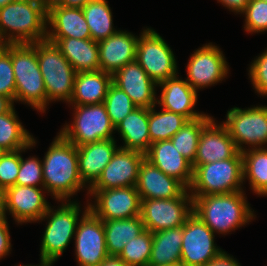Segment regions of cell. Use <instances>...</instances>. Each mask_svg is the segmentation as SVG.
<instances>
[{"mask_svg": "<svg viewBox=\"0 0 267 266\" xmlns=\"http://www.w3.org/2000/svg\"><path fill=\"white\" fill-rule=\"evenodd\" d=\"M47 25L46 2L13 1L0 8V44L35 43L46 40ZM8 29L11 34L6 35Z\"/></svg>", "mask_w": 267, "mask_h": 266, "instance_id": "cell-1", "label": "cell"}, {"mask_svg": "<svg viewBox=\"0 0 267 266\" xmlns=\"http://www.w3.org/2000/svg\"><path fill=\"white\" fill-rule=\"evenodd\" d=\"M42 167L44 190L59 201L67 200L85 186L79 176L77 146L60 134L49 147Z\"/></svg>", "mask_w": 267, "mask_h": 266, "instance_id": "cell-2", "label": "cell"}, {"mask_svg": "<svg viewBox=\"0 0 267 266\" xmlns=\"http://www.w3.org/2000/svg\"><path fill=\"white\" fill-rule=\"evenodd\" d=\"M192 197L193 213L214 233H229L254 217L243 191Z\"/></svg>", "mask_w": 267, "mask_h": 266, "instance_id": "cell-3", "label": "cell"}, {"mask_svg": "<svg viewBox=\"0 0 267 266\" xmlns=\"http://www.w3.org/2000/svg\"><path fill=\"white\" fill-rule=\"evenodd\" d=\"M10 56L16 84L15 101L45 112L49 102L37 59L36 42L10 44Z\"/></svg>", "mask_w": 267, "mask_h": 266, "instance_id": "cell-4", "label": "cell"}, {"mask_svg": "<svg viewBox=\"0 0 267 266\" xmlns=\"http://www.w3.org/2000/svg\"><path fill=\"white\" fill-rule=\"evenodd\" d=\"M193 168L190 187L192 196L226 194L243 191V157L237 152L232 158ZM194 190V191H193Z\"/></svg>", "mask_w": 267, "mask_h": 266, "instance_id": "cell-5", "label": "cell"}, {"mask_svg": "<svg viewBox=\"0 0 267 266\" xmlns=\"http://www.w3.org/2000/svg\"><path fill=\"white\" fill-rule=\"evenodd\" d=\"M37 59L43 76L48 101L70 103L77 72L60 49L47 39L36 42Z\"/></svg>", "mask_w": 267, "mask_h": 266, "instance_id": "cell-6", "label": "cell"}, {"mask_svg": "<svg viewBox=\"0 0 267 266\" xmlns=\"http://www.w3.org/2000/svg\"><path fill=\"white\" fill-rule=\"evenodd\" d=\"M66 203V204H65ZM62 203L57 210L49 208L40 220L49 218L41 244L43 261L54 263L64 252L76 233L80 208L78 203Z\"/></svg>", "mask_w": 267, "mask_h": 266, "instance_id": "cell-7", "label": "cell"}, {"mask_svg": "<svg viewBox=\"0 0 267 266\" xmlns=\"http://www.w3.org/2000/svg\"><path fill=\"white\" fill-rule=\"evenodd\" d=\"M73 124L66 125L60 135L75 146L100 140L114 139L112 125L104 103L90 105H74Z\"/></svg>", "mask_w": 267, "mask_h": 266, "instance_id": "cell-8", "label": "cell"}, {"mask_svg": "<svg viewBox=\"0 0 267 266\" xmlns=\"http://www.w3.org/2000/svg\"><path fill=\"white\" fill-rule=\"evenodd\" d=\"M138 39L136 61L158 85L177 76L174 54L164 39L153 29L143 30Z\"/></svg>", "mask_w": 267, "mask_h": 266, "instance_id": "cell-9", "label": "cell"}, {"mask_svg": "<svg viewBox=\"0 0 267 266\" xmlns=\"http://www.w3.org/2000/svg\"><path fill=\"white\" fill-rule=\"evenodd\" d=\"M187 190L171 199H141L140 217L145 229L154 233L183 226L193 213V197Z\"/></svg>", "mask_w": 267, "mask_h": 266, "instance_id": "cell-10", "label": "cell"}, {"mask_svg": "<svg viewBox=\"0 0 267 266\" xmlns=\"http://www.w3.org/2000/svg\"><path fill=\"white\" fill-rule=\"evenodd\" d=\"M223 123L239 152L245 149L242 144L260 148L267 143V106L248 109L234 107L226 115Z\"/></svg>", "mask_w": 267, "mask_h": 266, "instance_id": "cell-11", "label": "cell"}, {"mask_svg": "<svg viewBox=\"0 0 267 266\" xmlns=\"http://www.w3.org/2000/svg\"><path fill=\"white\" fill-rule=\"evenodd\" d=\"M214 244V232L194 213L183 225L181 266H206L223 251Z\"/></svg>", "mask_w": 267, "mask_h": 266, "instance_id": "cell-12", "label": "cell"}, {"mask_svg": "<svg viewBox=\"0 0 267 266\" xmlns=\"http://www.w3.org/2000/svg\"><path fill=\"white\" fill-rule=\"evenodd\" d=\"M76 259L80 266H99L108 256L103 221L87 205L75 233Z\"/></svg>", "mask_w": 267, "mask_h": 266, "instance_id": "cell-13", "label": "cell"}, {"mask_svg": "<svg viewBox=\"0 0 267 266\" xmlns=\"http://www.w3.org/2000/svg\"><path fill=\"white\" fill-rule=\"evenodd\" d=\"M96 203L89 209L101 220L127 219L140 216L141 199L135 186L107 190H89Z\"/></svg>", "mask_w": 267, "mask_h": 266, "instance_id": "cell-14", "label": "cell"}, {"mask_svg": "<svg viewBox=\"0 0 267 266\" xmlns=\"http://www.w3.org/2000/svg\"><path fill=\"white\" fill-rule=\"evenodd\" d=\"M144 158L143 152L118 148L103 169L101 176L88 189L107 190L135 186L139 167Z\"/></svg>", "mask_w": 267, "mask_h": 266, "instance_id": "cell-15", "label": "cell"}, {"mask_svg": "<svg viewBox=\"0 0 267 266\" xmlns=\"http://www.w3.org/2000/svg\"><path fill=\"white\" fill-rule=\"evenodd\" d=\"M187 64L186 81L196 91L198 88L222 81L228 73L227 62L222 51L212 44H206L190 56Z\"/></svg>", "mask_w": 267, "mask_h": 266, "instance_id": "cell-16", "label": "cell"}, {"mask_svg": "<svg viewBox=\"0 0 267 266\" xmlns=\"http://www.w3.org/2000/svg\"><path fill=\"white\" fill-rule=\"evenodd\" d=\"M112 82L122 89L137 107H155L157 98L154 88L157 84L136 60L117 70L112 75Z\"/></svg>", "mask_w": 267, "mask_h": 266, "instance_id": "cell-17", "label": "cell"}, {"mask_svg": "<svg viewBox=\"0 0 267 266\" xmlns=\"http://www.w3.org/2000/svg\"><path fill=\"white\" fill-rule=\"evenodd\" d=\"M238 152L227 127L211 119L202 129L192 167L227 160Z\"/></svg>", "mask_w": 267, "mask_h": 266, "instance_id": "cell-18", "label": "cell"}, {"mask_svg": "<svg viewBox=\"0 0 267 266\" xmlns=\"http://www.w3.org/2000/svg\"><path fill=\"white\" fill-rule=\"evenodd\" d=\"M47 23L53 29L47 30L46 39L54 44L67 37L91 39L82 8L47 5Z\"/></svg>", "mask_w": 267, "mask_h": 266, "instance_id": "cell-19", "label": "cell"}, {"mask_svg": "<svg viewBox=\"0 0 267 266\" xmlns=\"http://www.w3.org/2000/svg\"><path fill=\"white\" fill-rule=\"evenodd\" d=\"M42 189L14 185L6 189V211L17 223L39 221L49 208Z\"/></svg>", "mask_w": 267, "mask_h": 266, "instance_id": "cell-20", "label": "cell"}, {"mask_svg": "<svg viewBox=\"0 0 267 266\" xmlns=\"http://www.w3.org/2000/svg\"><path fill=\"white\" fill-rule=\"evenodd\" d=\"M140 199H171L187 188L177 179L167 176L145 158L140 164L135 185Z\"/></svg>", "mask_w": 267, "mask_h": 266, "instance_id": "cell-21", "label": "cell"}, {"mask_svg": "<svg viewBox=\"0 0 267 266\" xmlns=\"http://www.w3.org/2000/svg\"><path fill=\"white\" fill-rule=\"evenodd\" d=\"M145 159L167 176L180 181L187 189L193 178L192 164L177 151L171 140L152 143Z\"/></svg>", "mask_w": 267, "mask_h": 266, "instance_id": "cell-22", "label": "cell"}, {"mask_svg": "<svg viewBox=\"0 0 267 266\" xmlns=\"http://www.w3.org/2000/svg\"><path fill=\"white\" fill-rule=\"evenodd\" d=\"M138 37L127 31H117L98 41L100 70L113 75L127 63L136 60Z\"/></svg>", "mask_w": 267, "mask_h": 266, "instance_id": "cell-23", "label": "cell"}, {"mask_svg": "<svg viewBox=\"0 0 267 266\" xmlns=\"http://www.w3.org/2000/svg\"><path fill=\"white\" fill-rule=\"evenodd\" d=\"M116 146L114 139H106L77 147L78 171L84 184L88 182L91 187L97 181L119 148Z\"/></svg>", "mask_w": 267, "mask_h": 266, "instance_id": "cell-24", "label": "cell"}, {"mask_svg": "<svg viewBox=\"0 0 267 266\" xmlns=\"http://www.w3.org/2000/svg\"><path fill=\"white\" fill-rule=\"evenodd\" d=\"M159 86L162 87V93L157 102L163 109L181 114L188 120L204 115L192 110L197 102V91L187 81L175 76L159 83Z\"/></svg>", "mask_w": 267, "mask_h": 266, "instance_id": "cell-25", "label": "cell"}, {"mask_svg": "<svg viewBox=\"0 0 267 266\" xmlns=\"http://www.w3.org/2000/svg\"><path fill=\"white\" fill-rule=\"evenodd\" d=\"M55 45L77 73L100 70L97 41L67 37L59 39Z\"/></svg>", "mask_w": 267, "mask_h": 266, "instance_id": "cell-26", "label": "cell"}, {"mask_svg": "<svg viewBox=\"0 0 267 266\" xmlns=\"http://www.w3.org/2000/svg\"><path fill=\"white\" fill-rule=\"evenodd\" d=\"M111 83L112 75L102 70L77 73L70 104L90 105L103 103Z\"/></svg>", "mask_w": 267, "mask_h": 266, "instance_id": "cell-27", "label": "cell"}, {"mask_svg": "<svg viewBox=\"0 0 267 266\" xmlns=\"http://www.w3.org/2000/svg\"><path fill=\"white\" fill-rule=\"evenodd\" d=\"M115 130H118L124 140V146L120 148L145 153L151 146L148 108H135L115 127Z\"/></svg>", "mask_w": 267, "mask_h": 266, "instance_id": "cell-28", "label": "cell"}, {"mask_svg": "<svg viewBox=\"0 0 267 266\" xmlns=\"http://www.w3.org/2000/svg\"><path fill=\"white\" fill-rule=\"evenodd\" d=\"M183 226L152 233L151 256L148 266L181 265Z\"/></svg>", "mask_w": 267, "mask_h": 266, "instance_id": "cell-29", "label": "cell"}, {"mask_svg": "<svg viewBox=\"0 0 267 266\" xmlns=\"http://www.w3.org/2000/svg\"><path fill=\"white\" fill-rule=\"evenodd\" d=\"M102 221L109 256H119L124 246L145 230L140 216Z\"/></svg>", "mask_w": 267, "mask_h": 266, "instance_id": "cell-30", "label": "cell"}, {"mask_svg": "<svg viewBox=\"0 0 267 266\" xmlns=\"http://www.w3.org/2000/svg\"><path fill=\"white\" fill-rule=\"evenodd\" d=\"M36 144L35 139L18 121L14 107L0 114V147L5 151L27 149Z\"/></svg>", "mask_w": 267, "mask_h": 266, "instance_id": "cell-31", "label": "cell"}, {"mask_svg": "<svg viewBox=\"0 0 267 266\" xmlns=\"http://www.w3.org/2000/svg\"><path fill=\"white\" fill-rule=\"evenodd\" d=\"M251 149L241 152L243 179L248 177L254 193L267 196V149L264 147Z\"/></svg>", "mask_w": 267, "mask_h": 266, "instance_id": "cell-32", "label": "cell"}, {"mask_svg": "<svg viewBox=\"0 0 267 266\" xmlns=\"http://www.w3.org/2000/svg\"><path fill=\"white\" fill-rule=\"evenodd\" d=\"M82 10L92 40L98 42L117 32L113 28L112 12L106 0H92Z\"/></svg>", "mask_w": 267, "mask_h": 266, "instance_id": "cell-33", "label": "cell"}, {"mask_svg": "<svg viewBox=\"0 0 267 266\" xmlns=\"http://www.w3.org/2000/svg\"><path fill=\"white\" fill-rule=\"evenodd\" d=\"M188 121L181 114L168 110L156 112L154 107L148 109V130L151 144L170 140Z\"/></svg>", "mask_w": 267, "mask_h": 266, "instance_id": "cell-34", "label": "cell"}, {"mask_svg": "<svg viewBox=\"0 0 267 266\" xmlns=\"http://www.w3.org/2000/svg\"><path fill=\"white\" fill-rule=\"evenodd\" d=\"M212 118L204 114L186 124L170 139L173 146L191 164L194 163L201 131Z\"/></svg>", "mask_w": 267, "mask_h": 266, "instance_id": "cell-35", "label": "cell"}, {"mask_svg": "<svg viewBox=\"0 0 267 266\" xmlns=\"http://www.w3.org/2000/svg\"><path fill=\"white\" fill-rule=\"evenodd\" d=\"M152 232L145 229L136 238L130 240L118 256L128 266H148L151 256Z\"/></svg>", "mask_w": 267, "mask_h": 266, "instance_id": "cell-36", "label": "cell"}, {"mask_svg": "<svg viewBox=\"0 0 267 266\" xmlns=\"http://www.w3.org/2000/svg\"><path fill=\"white\" fill-rule=\"evenodd\" d=\"M104 105L110 121L116 127L137 106L130 97L113 82L108 88Z\"/></svg>", "mask_w": 267, "mask_h": 266, "instance_id": "cell-37", "label": "cell"}, {"mask_svg": "<svg viewBox=\"0 0 267 266\" xmlns=\"http://www.w3.org/2000/svg\"><path fill=\"white\" fill-rule=\"evenodd\" d=\"M15 76L10 56V44L0 45V95L15 101Z\"/></svg>", "mask_w": 267, "mask_h": 266, "instance_id": "cell-38", "label": "cell"}, {"mask_svg": "<svg viewBox=\"0 0 267 266\" xmlns=\"http://www.w3.org/2000/svg\"><path fill=\"white\" fill-rule=\"evenodd\" d=\"M43 182L42 161L35 157L24 160L20 154V169L16 179V185L37 187Z\"/></svg>", "mask_w": 267, "mask_h": 266, "instance_id": "cell-39", "label": "cell"}, {"mask_svg": "<svg viewBox=\"0 0 267 266\" xmlns=\"http://www.w3.org/2000/svg\"><path fill=\"white\" fill-rule=\"evenodd\" d=\"M245 30L247 32H263L267 30V2L250 0L245 10Z\"/></svg>", "mask_w": 267, "mask_h": 266, "instance_id": "cell-40", "label": "cell"}, {"mask_svg": "<svg viewBox=\"0 0 267 266\" xmlns=\"http://www.w3.org/2000/svg\"><path fill=\"white\" fill-rule=\"evenodd\" d=\"M5 151L0 157V186L7 189L8 187L16 185V179L20 169V152Z\"/></svg>", "mask_w": 267, "mask_h": 266, "instance_id": "cell-41", "label": "cell"}, {"mask_svg": "<svg viewBox=\"0 0 267 266\" xmlns=\"http://www.w3.org/2000/svg\"><path fill=\"white\" fill-rule=\"evenodd\" d=\"M249 73L255 90L267 95V50L253 61Z\"/></svg>", "mask_w": 267, "mask_h": 266, "instance_id": "cell-42", "label": "cell"}, {"mask_svg": "<svg viewBox=\"0 0 267 266\" xmlns=\"http://www.w3.org/2000/svg\"><path fill=\"white\" fill-rule=\"evenodd\" d=\"M8 230L6 217L0 218V258L6 256L11 249L10 235Z\"/></svg>", "mask_w": 267, "mask_h": 266, "instance_id": "cell-43", "label": "cell"}, {"mask_svg": "<svg viewBox=\"0 0 267 266\" xmlns=\"http://www.w3.org/2000/svg\"><path fill=\"white\" fill-rule=\"evenodd\" d=\"M206 266H240V264L224 251L212 259Z\"/></svg>", "mask_w": 267, "mask_h": 266, "instance_id": "cell-44", "label": "cell"}, {"mask_svg": "<svg viewBox=\"0 0 267 266\" xmlns=\"http://www.w3.org/2000/svg\"><path fill=\"white\" fill-rule=\"evenodd\" d=\"M223 6L237 13H242L250 0H218Z\"/></svg>", "mask_w": 267, "mask_h": 266, "instance_id": "cell-45", "label": "cell"}, {"mask_svg": "<svg viewBox=\"0 0 267 266\" xmlns=\"http://www.w3.org/2000/svg\"><path fill=\"white\" fill-rule=\"evenodd\" d=\"M92 0H53L47 5H57L64 7L83 8L88 2Z\"/></svg>", "mask_w": 267, "mask_h": 266, "instance_id": "cell-46", "label": "cell"}, {"mask_svg": "<svg viewBox=\"0 0 267 266\" xmlns=\"http://www.w3.org/2000/svg\"><path fill=\"white\" fill-rule=\"evenodd\" d=\"M99 266H128L118 256H108Z\"/></svg>", "mask_w": 267, "mask_h": 266, "instance_id": "cell-47", "label": "cell"}, {"mask_svg": "<svg viewBox=\"0 0 267 266\" xmlns=\"http://www.w3.org/2000/svg\"><path fill=\"white\" fill-rule=\"evenodd\" d=\"M13 104L14 102L10 98L0 95V114L9 112L13 108Z\"/></svg>", "mask_w": 267, "mask_h": 266, "instance_id": "cell-48", "label": "cell"}, {"mask_svg": "<svg viewBox=\"0 0 267 266\" xmlns=\"http://www.w3.org/2000/svg\"><path fill=\"white\" fill-rule=\"evenodd\" d=\"M6 189L0 186V218L6 217Z\"/></svg>", "mask_w": 267, "mask_h": 266, "instance_id": "cell-49", "label": "cell"}, {"mask_svg": "<svg viewBox=\"0 0 267 266\" xmlns=\"http://www.w3.org/2000/svg\"><path fill=\"white\" fill-rule=\"evenodd\" d=\"M16 0H0V8Z\"/></svg>", "mask_w": 267, "mask_h": 266, "instance_id": "cell-50", "label": "cell"}, {"mask_svg": "<svg viewBox=\"0 0 267 266\" xmlns=\"http://www.w3.org/2000/svg\"><path fill=\"white\" fill-rule=\"evenodd\" d=\"M40 263L41 264L39 266H51L52 265L49 262L43 261L42 259H41V262ZM19 266H22V265H19ZM24 266H27V265H24ZM28 266H31V265H28Z\"/></svg>", "mask_w": 267, "mask_h": 266, "instance_id": "cell-51", "label": "cell"}, {"mask_svg": "<svg viewBox=\"0 0 267 266\" xmlns=\"http://www.w3.org/2000/svg\"><path fill=\"white\" fill-rule=\"evenodd\" d=\"M5 150L0 147V157L4 154Z\"/></svg>", "mask_w": 267, "mask_h": 266, "instance_id": "cell-52", "label": "cell"}, {"mask_svg": "<svg viewBox=\"0 0 267 266\" xmlns=\"http://www.w3.org/2000/svg\"><path fill=\"white\" fill-rule=\"evenodd\" d=\"M42 1H44L48 4V3L52 2L53 0H42Z\"/></svg>", "mask_w": 267, "mask_h": 266, "instance_id": "cell-53", "label": "cell"}, {"mask_svg": "<svg viewBox=\"0 0 267 266\" xmlns=\"http://www.w3.org/2000/svg\"><path fill=\"white\" fill-rule=\"evenodd\" d=\"M157 266H181V265H157Z\"/></svg>", "mask_w": 267, "mask_h": 266, "instance_id": "cell-54", "label": "cell"}]
</instances>
